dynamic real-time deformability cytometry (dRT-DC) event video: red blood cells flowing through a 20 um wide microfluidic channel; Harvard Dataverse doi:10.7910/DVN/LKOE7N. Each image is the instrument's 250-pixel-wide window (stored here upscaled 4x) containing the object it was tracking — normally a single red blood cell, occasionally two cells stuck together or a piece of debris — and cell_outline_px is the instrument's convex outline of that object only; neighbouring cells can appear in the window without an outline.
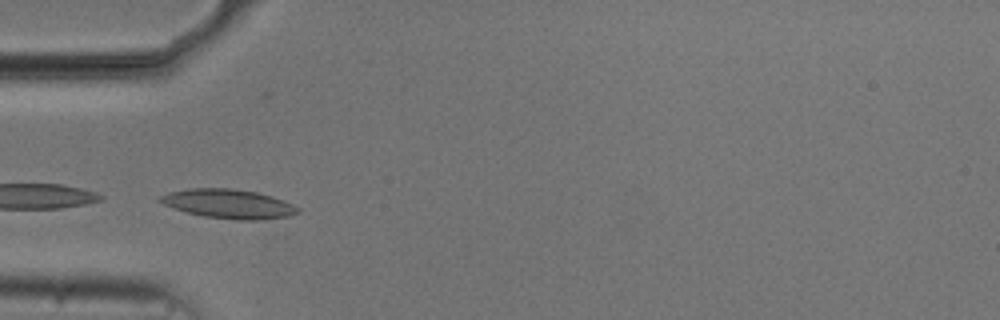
{"species": "common noctule bat (a hibernating species)", "species_latin": "Nyctalus noctula", "temperature_condition": "cold", "stored_images_in_passage": 43, "camera_frame_rate_fps": 3000, "um_per_image_px": 0.085, "animal": {"sex": "male", "body_mass_g": 20.5, "forearm_length_mm": 52.5}, "frame": {"image": 1, "passage_image": 13, "time_ms": 4.0, "image_size_px": [1000, 320], "cell_outline_px": [[300, 212], [292, 216], [260, 220], [236, 220], [204, 216], [188, 212], [164, 204], [156, 200], [160, 196], [168, 192], [188, 188], [232, 188], [256, 192], [272, 196], [284, 200], [300, 208]], "centroid_in_image_um": [19.47, 17.32], "position_along_channel_um": 65.5, "area_um2": 23.52}, "authors_computed_cell_mechanics": {"area_um2": 20.6346, "velocity_mm_per_s": 3.7139, "shape_relaxation_time_tau1_ms": 3.3194, "shape_relaxation_time_tau2_ms": 3.226, "deformation_change_tau1": 0.1026, "deformation_change_tau2": 0.0797}}